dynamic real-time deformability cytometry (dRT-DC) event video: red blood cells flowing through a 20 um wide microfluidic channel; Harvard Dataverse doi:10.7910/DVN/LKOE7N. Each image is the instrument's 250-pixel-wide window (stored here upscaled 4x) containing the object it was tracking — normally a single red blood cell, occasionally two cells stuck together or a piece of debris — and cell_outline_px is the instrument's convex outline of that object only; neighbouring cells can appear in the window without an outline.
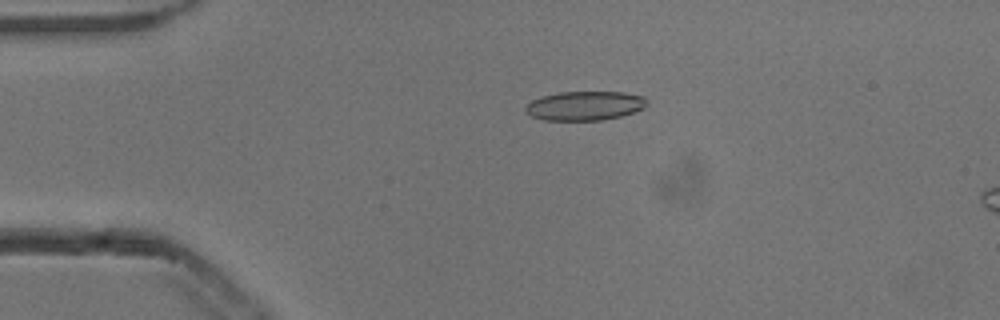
{"species": "common noctule bat (a hibernating species)", "species_latin": "Nyctalus noctula", "temperature_condition": "cold", "stored_images_in_passage": 17, "camera_frame_rate_fps": 3000, "um_per_image_px": 0.085, "animal": {"sex": "male", "body_mass_g": 13.3}, "frame": {"image": 1, "passage_image": 12, "time_ms": 3.667, "image_size_px": [1000, 320], "cell_outline_px": [[648, 104], [644, 108], [620, 116], [604, 120], [544, 120], [532, 116], [524, 112], [524, 108], [532, 100], [544, 96], [560, 92], [624, 92], [644, 96], [648, 100]], "centroid_in_image_um": [49.73, 8.99], "position_along_channel_um": 35.3, "area_um2": 20.63}}